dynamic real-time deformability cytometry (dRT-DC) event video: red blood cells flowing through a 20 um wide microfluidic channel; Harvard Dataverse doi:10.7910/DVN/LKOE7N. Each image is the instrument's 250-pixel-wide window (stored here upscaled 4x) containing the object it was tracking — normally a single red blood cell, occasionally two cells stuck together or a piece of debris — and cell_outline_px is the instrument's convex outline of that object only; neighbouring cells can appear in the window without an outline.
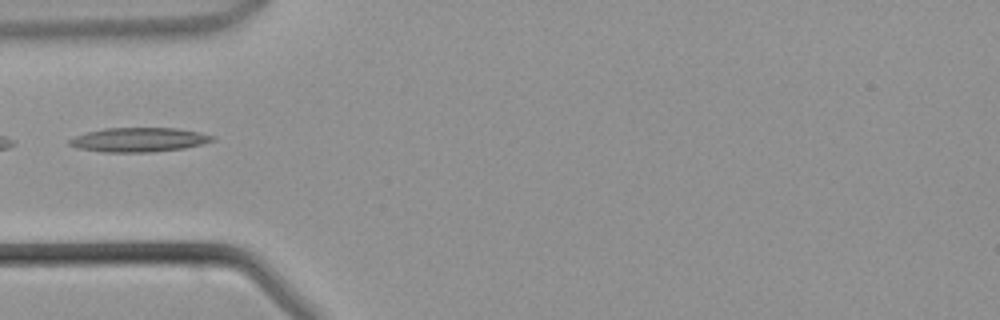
{"species": "common noctule bat (a hibernating species)", "species_latin": "Nyctalus noctula", "temperature_condition": "warm", "stored_images_in_passage": 42, "camera_frame_rate_fps": 3000, "um_per_image_px": 0.085, "animal": {"sex": "male", "body_mass_g": 21.5, "forearm_length_mm": 52.0}, "frame": {"image": 1, "passage_image": 13, "time_ms": 4.0, "image_size_px": [1000, 320], "cell_outline_px": [[216, 140], [184, 148], [152, 152], [104, 152], [80, 148], [68, 144], [68, 140], [76, 136], [88, 132], [104, 128], [176, 128], [200, 132], [216, 136]], "centroid_in_image_um": [11.85, 11.87], "position_along_channel_um": 73.2, "area_um2": 20.11}}